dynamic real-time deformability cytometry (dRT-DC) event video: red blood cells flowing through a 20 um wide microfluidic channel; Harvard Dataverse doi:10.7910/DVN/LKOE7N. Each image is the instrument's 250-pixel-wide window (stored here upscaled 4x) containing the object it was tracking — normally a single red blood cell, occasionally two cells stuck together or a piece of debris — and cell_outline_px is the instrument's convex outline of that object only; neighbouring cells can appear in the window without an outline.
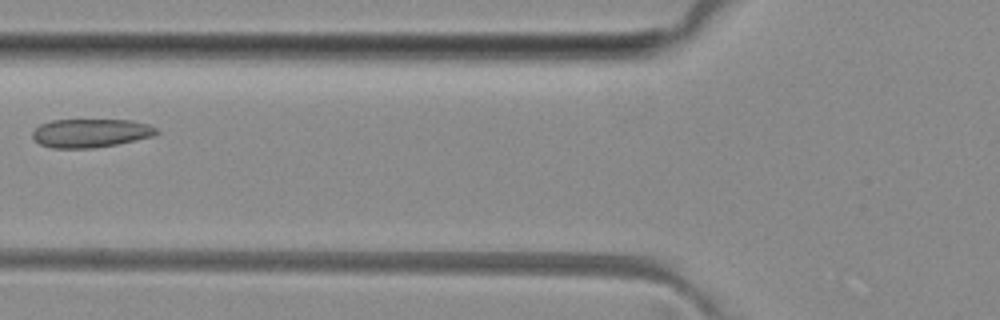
{"species": "common noctule bat (a hibernating species)", "species_latin": "Nyctalus noctula", "temperature_condition": "room temperature", "stored_images_in_passage": 6, "camera_frame_rate_fps": 3000, "um_per_image_px": 0.085, "animal": {"sex": "female", "body_mass_g": 29.2, "forearm_length_mm": 56.3}, "frame": {"image": 1, "passage_image": 4, "time_ms": 5.0, "image_size_px": [1000, 320], "cell_outline_px": [[160, 132], [156, 136], [116, 144], [92, 148], [52, 148], [40, 144], [32, 136], [32, 132], [40, 124], [52, 120], [132, 120], [148, 124], [156, 128]], "centroid_in_image_um": [7.73, 11.31], "position_along_channel_um": 118.1, "area_um2": 20.69}}
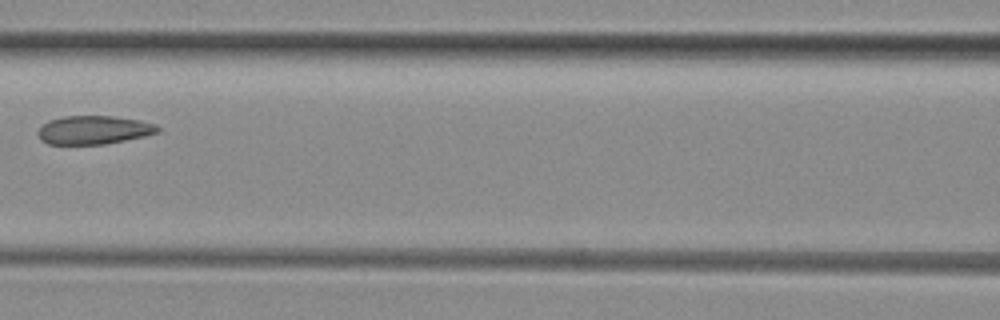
{"frame": {"image": 2, "passage_image": 5, "time_ms": 6.0, "image_size_px": [1000, 320], "cell_outline_px": [[160, 132], [144, 136], [104, 144], [48, 144], [40, 140], [36, 132], [48, 120], [64, 116], [112, 116], [140, 120], [156, 124], [160, 128]], "centroid_in_image_um": [7.96, 11.04], "position_along_channel_um": 158.6, "area_um2": 19.94}}
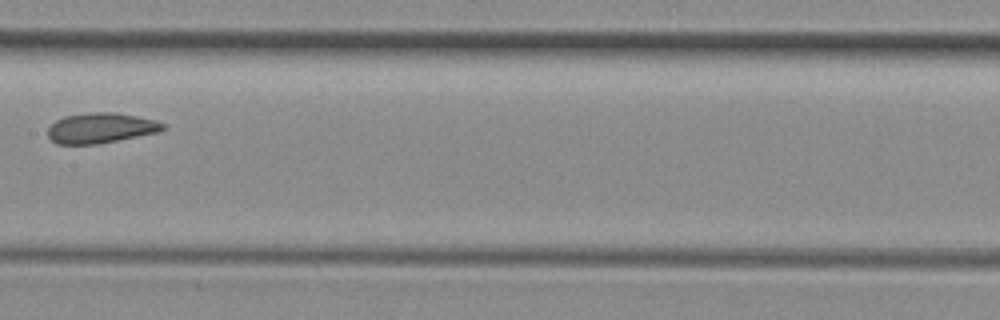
{"frame": {"image": 3, "passage_image": 6, "time_ms": 7.0, "image_size_px": [1000, 320], "cell_outline_px": [[164, 128], [156, 132], [96, 144], [56, 144], [48, 136], [48, 128], [56, 120], [64, 116], [88, 112], [116, 112], [156, 120], [164, 124]], "centroid_in_image_um": [8.51, 10.87], "position_along_channel_um": 198.9, "area_um2": 20.06}}